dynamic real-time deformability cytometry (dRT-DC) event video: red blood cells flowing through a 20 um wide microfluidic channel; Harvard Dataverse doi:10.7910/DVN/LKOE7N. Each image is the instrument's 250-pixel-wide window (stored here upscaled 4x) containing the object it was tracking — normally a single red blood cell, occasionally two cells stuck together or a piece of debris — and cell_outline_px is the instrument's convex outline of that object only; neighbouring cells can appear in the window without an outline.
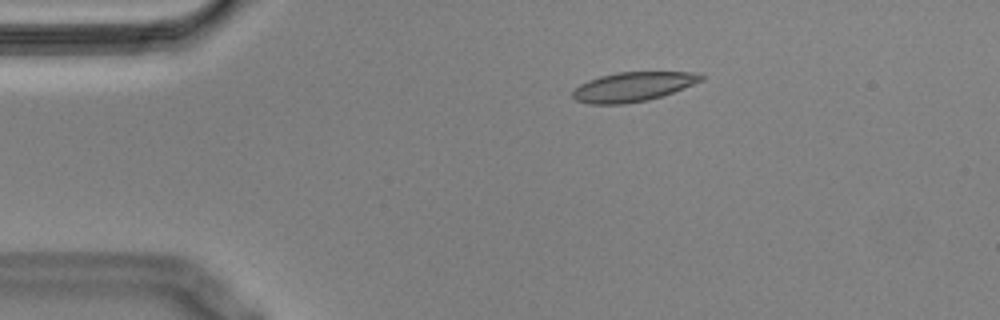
{"species": "Egyptian fruit bat (a non-hibernating species)", "species_latin": "Rousettus aegyptiacus", "temperature_condition": "cold", "stored_images_in_passage": 48, "camera_frame_rate_fps": 3000, "um_per_image_px": 0.085, "animal": {"sex": "male"}, "frame": {"image": 1, "passage_image": 3, "time_ms": 0.667, "image_size_px": [1000, 320], "cell_outline_px": [[704, 80], [672, 92], [648, 100], [624, 104], [588, 104], [576, 100], [572, 96], [572, 92], [580, 84], [588, 80], [600, 76], [620, 72], [700, 72], [704, 76]], "centroid_in_image_um": [53.8, 7.37], "position_along_channel_um": 31.2, "area_um2": 21.91}}
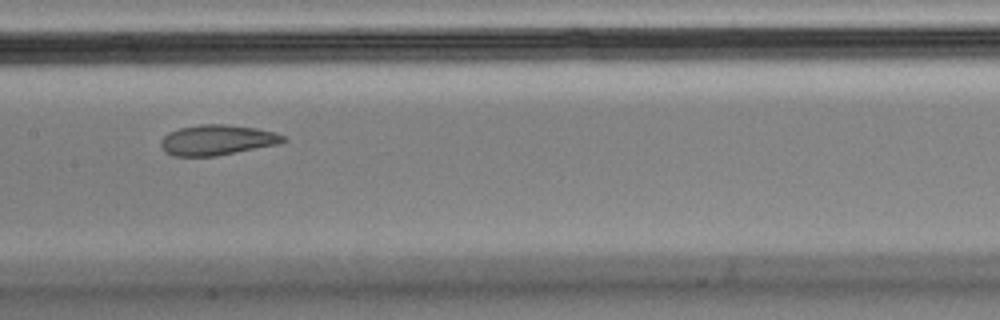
{"frame": {"image": 2, "passage_image": 20, "time_ms": 6.333, "image_size_px": [1000, 320], "cell_outline_px": [[288, 140], [280, 144], [216, 156], [172, 156], [164, 152], [160, 148], [160, 140], [168, 132], [180, 128], [200, 124], [224, 124], [256, 128], [272, 132], [284, 136]], "centroid_in_image_um": [18.42, 11.91], "position_along_channel_um": 189.0, "area_um2": 21.79}}
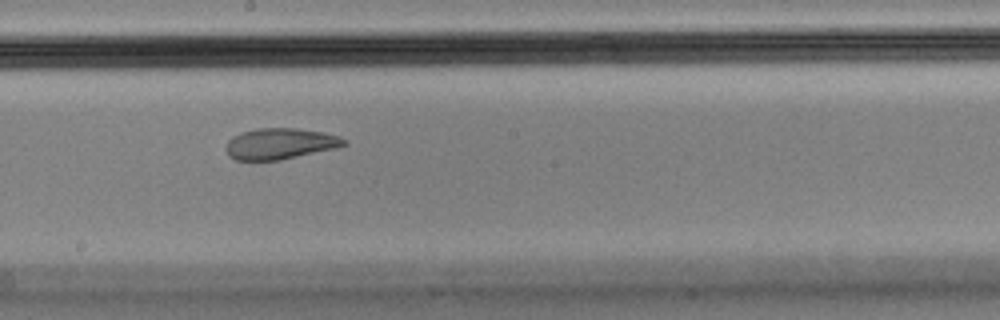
{"frame": {"image": 3, "passage_image": 23, "time_ms": 7.333, "image_size_px": [1000, 320], "cell_outline_px": [[348, 144], [336, 148], [280, 160], [236, 160], [228, 156], [224, 148], [228, 140], [232, 136], [240, 132], [256, 128], [296, 128], [320, 132], [340, 136], [348, 140]], "centroid_in_image_um": [23.78, 12.21], "position_along_channel_um": 224.4, "area_um2": 21.56}, "authors_computed_cell_mechanics": {"area_um2": 22.8888, "velocity_mm_per_s": 3.5602, "shape_relaxation_time_tau1_ms": null, "shape_relaxation_time_tau2_ms": 1.1996, "deformation_change_tau1": null, "deformation_change_tau2": 0.0581}}